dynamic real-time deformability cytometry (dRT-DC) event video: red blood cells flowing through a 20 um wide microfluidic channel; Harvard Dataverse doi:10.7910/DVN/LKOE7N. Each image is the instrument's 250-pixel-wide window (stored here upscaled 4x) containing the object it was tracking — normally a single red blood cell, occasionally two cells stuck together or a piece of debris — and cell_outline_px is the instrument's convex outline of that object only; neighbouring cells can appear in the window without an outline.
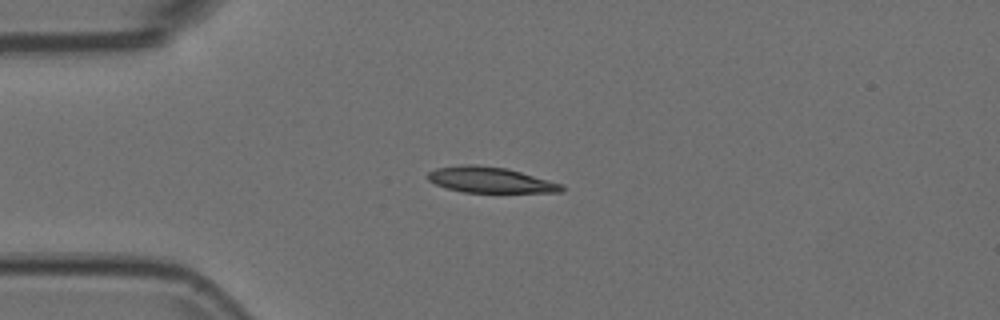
{"species": "Egyptian fruit bat (a non-hibernating species)", "species_latin": "Rousettus aegyptiacus", "temperature_condition": "room temperature", "stored_images_in_passage": 42, "camera_frame_rate_fps": 3000, "um_per_image_px": 0.085, "animal": {"sex": "female"}, "frame": {"image": 1, "passage_image": 1, "time_ms": 0.0, "image_size_px": [1000, 320], "cell_outline_px": [[564, 192], [464, 192], [448, 188], [436, 184], [428, 180], [428, 172], [436, 168], [464, 164], [476, 164], [504, 168], [520, 172], [548, 180], [560, 184], [564, 188]], "centroid_in_image_um": [41.63, 15.29], "position_along_channel_um": 43.4, "area_um2": 19.71}}
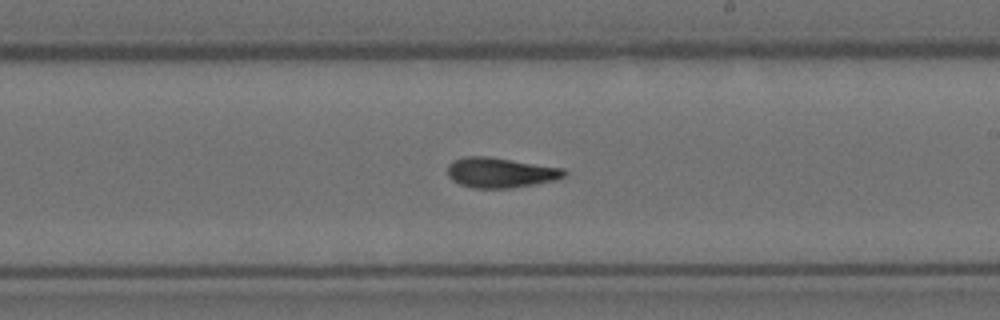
{"frame": {"image": 2, "passage_image": 19, "time_ms": 6.0, "image_size_px": [1000, 320], "cell_outline_px": [[568, 172], [564, 176], [556, 180], [512, 188], [472, 188], [460, 184], [452, 180], [448, 176], [448, 164], [456, 160], [468, 156], [484, 156], [564, 168]], "centroid_in_image_um": [42.55, 14.68], "position_along_channel_um": 246.5, "area_um2": 20.29}}
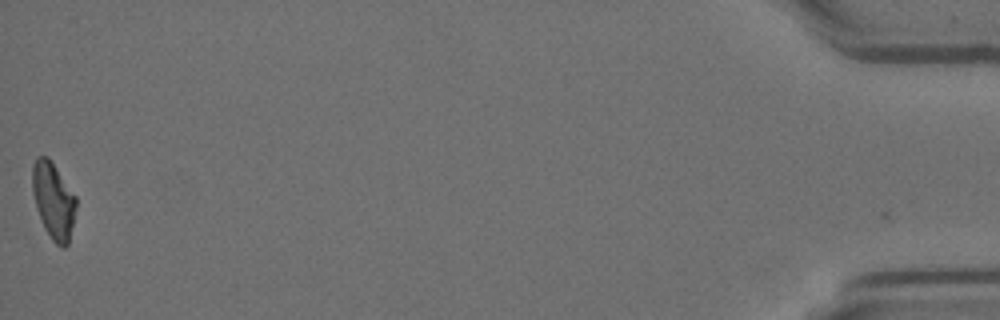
{"frame": {"image": 3, "passage_image": 42, "time_ms": 13.667, "image_size_px": [1000, 320], "cell_outline_px": [[76, 208], [68, 244], [64, 248], [60, 248], [52, 240], [44, 228], [36, 208], [32, 192], [32, 164], [36, 156], [48, 156], [76, 196]], "centroid_in_image_um": [4.52, 17.04], "position_along_channel_um": 430.7, "area_um2": 19.59}}